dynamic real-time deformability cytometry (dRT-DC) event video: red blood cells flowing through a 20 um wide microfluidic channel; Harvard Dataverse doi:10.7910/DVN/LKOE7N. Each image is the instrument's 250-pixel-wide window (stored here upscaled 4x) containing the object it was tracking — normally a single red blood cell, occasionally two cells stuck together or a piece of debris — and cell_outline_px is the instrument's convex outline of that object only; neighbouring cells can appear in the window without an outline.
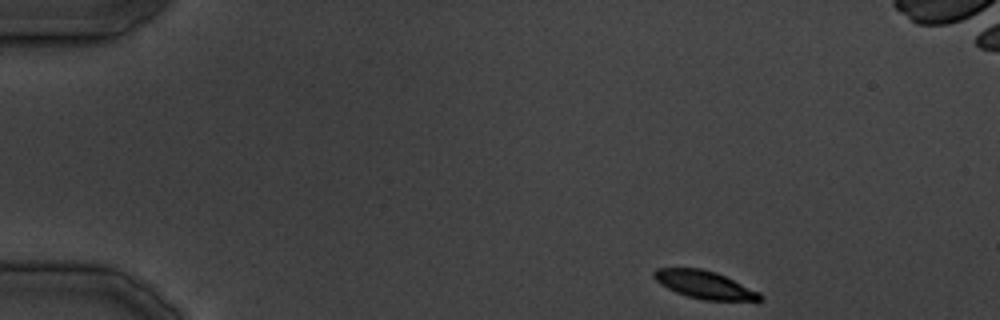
{"species": "common noctule bat (a hibernating species)", "species_latin": "Nyctalus noctula", "temperature_condition": "cold", "stored_images_in_passage": 33, "camera_frame_rate_fps": 3000, "um_per_image_px": 0.085, "animal": {"sex": "male", "body_mass_g": 19.5, "forearm_length_mm": 54.6}, "frame": {"image": 1, "passage_image": 1, "time_ms": 0.0, "image_size_px": [1000, 320], "cell_outline_px": [[764, 296], [760, 300], [704, 300], [688, 296], [676, 292], [660, 284], [652, 276], [652, 272], [656, 268], [700, 268], [716, 272], [760, 292]], "centroid_in_image_um": [59.86, 24.19], "position_along_channel_um": 25.1, "area_um2": 17.05}}
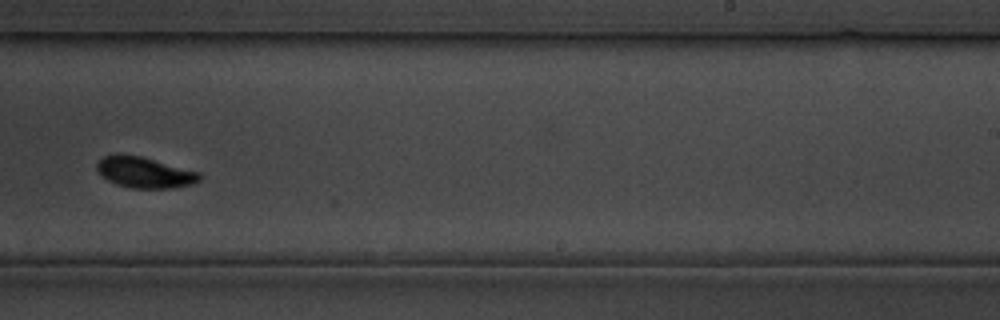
{"frame": {"image": 2, "passage_image": 20, "time_ms": 23.333, "image_size_px": [1000, 320], "cell_outline_px": [[200, 180], [192, 184], [172, 188], [132, 188], [116, 184], [100, 176], [96, 168], [96, 164], [104, 156], [116, 152], [120, 152], [140, 156], [200, 172]], "centroid_in_image_um": [12.24, 14.64], "position_along_channel_um": 276.8, "area_um2": 18.67}}
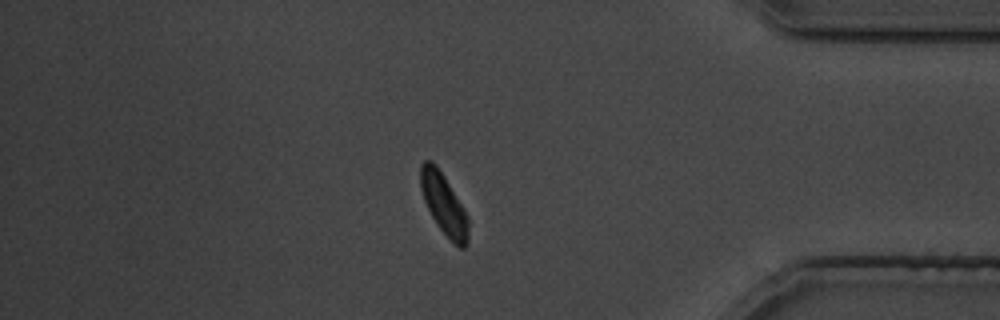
{"frame": {"image": 3, "passage_image": 28, "time_ms": 33.333, "image_size_px": [1000, 320], "cell_outline_px": [[468, 244], [464, 248], [460, 248], [440, 228], [432, 216], [424, 200], [420, 188], [420, 164], [424, 160], [432, 160], [436, 164], [464, 208], [468, 216]], "centroid_in_image_um": [37.72, 17.31], "position_along_channel_um": 397.5, "area_um2": 16.76}}